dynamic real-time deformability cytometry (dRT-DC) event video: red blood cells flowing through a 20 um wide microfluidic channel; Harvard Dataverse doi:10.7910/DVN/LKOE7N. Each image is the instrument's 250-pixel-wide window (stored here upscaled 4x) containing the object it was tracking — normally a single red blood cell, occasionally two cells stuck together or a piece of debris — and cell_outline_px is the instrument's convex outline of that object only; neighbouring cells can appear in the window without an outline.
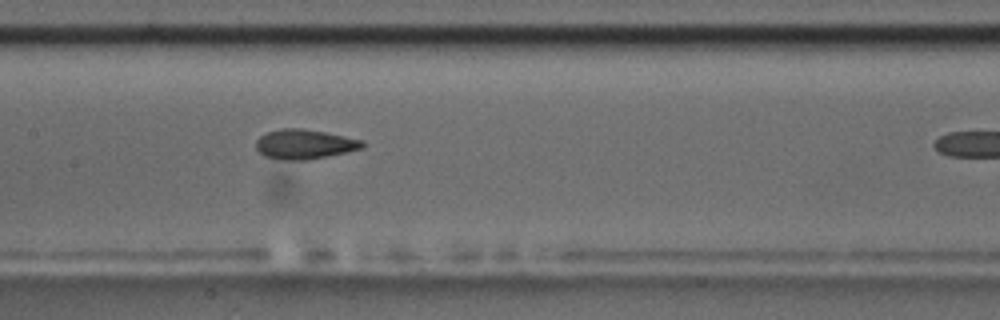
{"species": "common noctule bat (a hibernating species)", "species_latin": "Nyctalus noctula", "temperature_condition": "room temperature", "stored_images_in_passage": 16, "camera_frame_rate_fps": 3000, "um_per_image_px": 0.085, "animal": {"sex": "male", "body_mass_g": 17.5, "forearm_length_mm": 52.3}, "frame": {"image": 1, "passage_image": 15, "time_ms": 4.667, "image_size_px": [1000, 320], "cell_outline_px": [[364, 148], [304, 160], [280, 160], [264, 156], [256, 148], [256, 140], [260, 136], [268, 132], [280, 128], [300, 128], [324, 132], [364, 140]], "centroid_in_image_um": [25.85, 12.25], "position_along_channel_um": 181.5, "area_um2": 18.21}}